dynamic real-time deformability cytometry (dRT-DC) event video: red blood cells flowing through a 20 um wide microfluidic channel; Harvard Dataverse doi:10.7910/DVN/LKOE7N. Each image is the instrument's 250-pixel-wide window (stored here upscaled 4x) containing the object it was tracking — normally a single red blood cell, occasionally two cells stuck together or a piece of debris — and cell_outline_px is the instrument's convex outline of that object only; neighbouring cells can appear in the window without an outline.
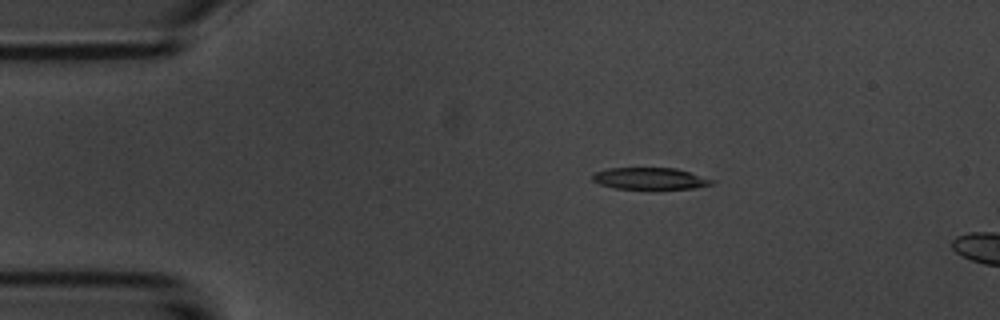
{"species": "common noctule bat (a hibernating species)", "species_latin": "Nyctalus noctula", "temperature_condition": "room temperature", "stored_images_in_passage": 3, "camera_frame_rate_fps": 3000, "um_per_image_px": 0.085, "animal": {"sex": "male", "body_mass_g": 20.1, "forearm_length_mm": 53.5}, "frame": {"image": 1, "passage_image": 1, "time_ms": 0.0, "image_size_px": [1000, 320], "cell_outline_px": [[716, 180], [712, 184], [692, 188], [612, 188], [600, 184], [592, 180], [592, 172], [608, 168], [676, 168]], "centroid_in_image_um": [55.21, 15.16], "position_along_channel_um": 29.8, "area_um2": 14.97}}